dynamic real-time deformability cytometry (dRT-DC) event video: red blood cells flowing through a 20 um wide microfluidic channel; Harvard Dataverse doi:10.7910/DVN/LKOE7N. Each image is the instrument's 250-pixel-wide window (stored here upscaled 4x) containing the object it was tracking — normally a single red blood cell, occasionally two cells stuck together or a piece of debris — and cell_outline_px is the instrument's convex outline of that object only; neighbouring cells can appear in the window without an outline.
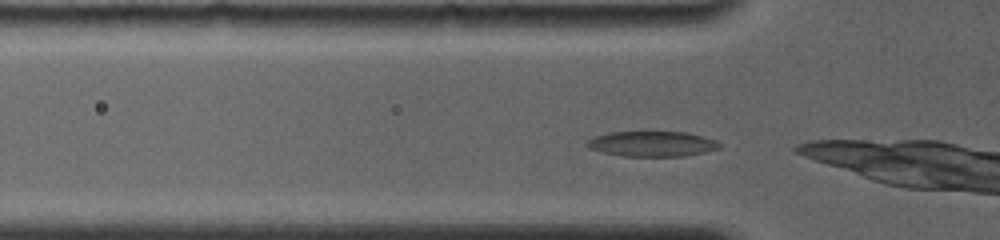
{"species": "common noctule bat (a hibernating species)", "species_latin": "Nyctalus noctula", "temperature_condition": "room temperature", "stored_images_in_passage": 23, "camera_frame_rate_fps": 4000, "um_per_image_px": 0.085, "animal": {"sex": "female", "body_mass_g": 19.0, "forearm_length_mm": 56.7}, "frame": {"image": 1, "passage_image": 2, "time_ms": 0.25, "image_size_px": [1000, 240], "cell_outline_px": [[720, 148], [704, 152], [684, 156], [624, 156], [604, 152], [588, 148], [584, 144], [588, 140], [596, 136], [608, 132], [688, 132], [716, 140], [720, 144]], "centroid_in_image_um": [55.42, 12.22], "position_along_channel_um": 70.4, "area_um2": 19.42}}
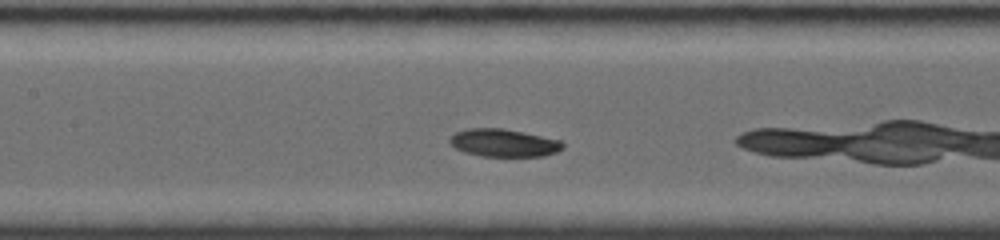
{"frame": {"image": 2, "passage_image": 15, "time_ms": 2.75, "image_size_px": [1000, 240], "cell_outline_px": [[564, 148], [556, 152], [544, 156], [480, 156], [464, 152], [456, 148], [448, 140], [456, 132], [468, 128], [504, 128], [560, 140], [564, 144]], "centroid_in_image_um": [42.82, 12.14], "position_along_channel_um": 164.6, "area_um2": 18.21}}
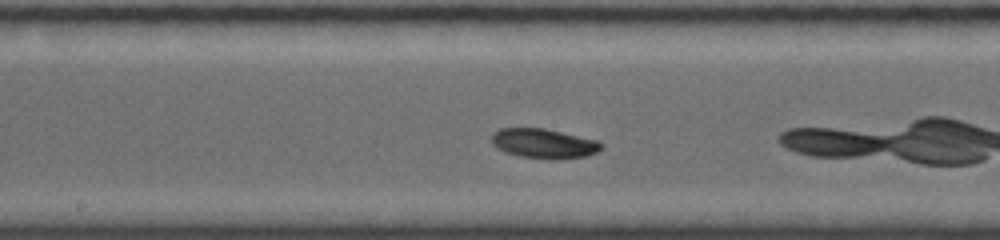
{"frame": {"image": 3, "passage_image": 21, "time_ms": 3.75, "image_size_px": [1000, 240], "cell_outline_px": [[604, 144], [596, 152], [588, 156], [560, 160], [552, 160], [520, 156], [504, 152], [496, 148], [492, 144], [492, 132], [500, 128], [544, 128], [600, 140]], "centroid_in_image_um": [46.24, 12.2], "position_along_channel_um": 202.0, "area_um2": 19.36}}